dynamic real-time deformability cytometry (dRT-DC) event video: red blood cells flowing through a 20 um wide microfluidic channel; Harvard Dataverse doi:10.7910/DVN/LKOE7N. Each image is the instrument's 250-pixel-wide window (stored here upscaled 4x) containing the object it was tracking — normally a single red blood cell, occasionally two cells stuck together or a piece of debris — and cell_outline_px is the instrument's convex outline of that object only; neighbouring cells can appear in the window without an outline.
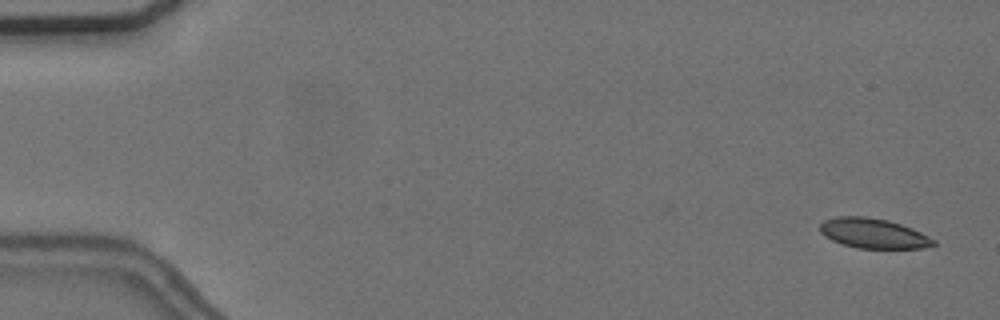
{"species": "common noctule bat (a hibernating species)", "species_latin": "Nyctalus noctula", "temperature_condition": "cold", "stored_images_in_passage": 58, "camera_frame_rate_fps": 3000, "um_per_image_px": 0.085, "animal": {"sex": "female", "body_mass_g": 24.6, "forearm_length_mm": 56.2}, "frame": {"image": 1, "passage_image": 3, "time_ms": 0.667, "image_size_px": [1000, 320], "cell_outline_px": [[936, 244], [924, 248], [856, 248], [832, 240], [824, 236], [820, 232], [820, 224], [824, 220], [836, 216], [868, 216], [888, 220], [912, 228], [936, 240]], "centroid_in_image_um": [74.22, 19.82], "position_along_channel_um": 10.8, "area_um2": 19.83}}
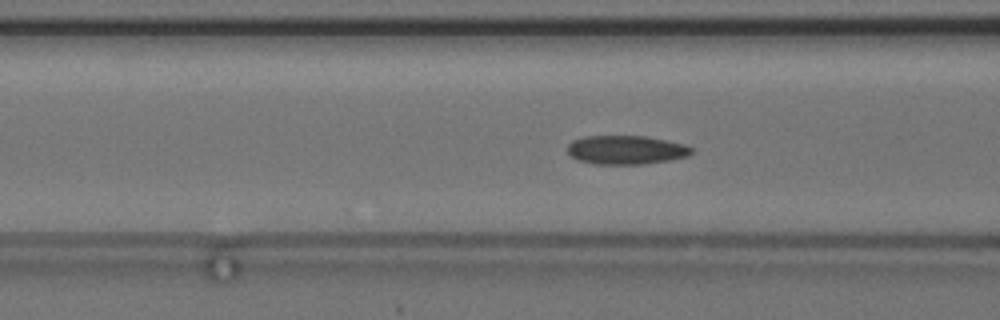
{"frame": {"image": 2, "passage_image": 23, "time_ms": 7.333, "image_size_px": [1000, 320], "cell_outline_px": [[692, 152], [688, 156], [668, 160], [644, 164], [592, 164], [576, 160], [568, 152], [568, 144], [572, 140], [584, 136], [644, 136], [684, 144], [692, 148]], "centroid_in_image_um": [53.17, 12.74], "position_along_channel_um": 113.4, "area_um2": 20.81}}
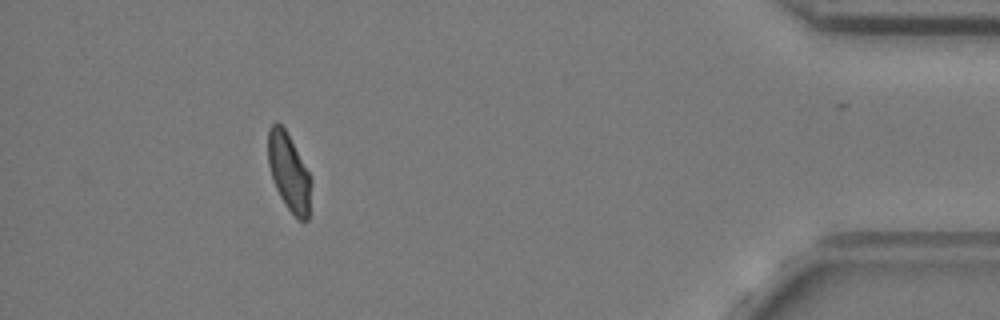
{"frame": {"image": 3, "passage_image": 52, "time_ms": 17.0, "image_size_px": [1000, 320], "cell_outline_px": [[312, 180], [308, 220], [300, 220], [284, 204], [276, 188], [268, 164], [268, 128], [276, 120], [284, 128], [312, 176]], "centroid_in_image_um": [24.57, 14.62], "position_along_channel_um": 410.6, "area_um2": 19.42}, "authors_computed_cell_mechanics": {"area_um2": 20.519, "velocity_mm_per_s": 3.6642, "shape_relaxation_time_tau1_ms": null, "shape_relaxation_time_tau2_ms": 3.7059, "deformation_change_tau1": null, "deformation_change_tau2": 0.0757}}